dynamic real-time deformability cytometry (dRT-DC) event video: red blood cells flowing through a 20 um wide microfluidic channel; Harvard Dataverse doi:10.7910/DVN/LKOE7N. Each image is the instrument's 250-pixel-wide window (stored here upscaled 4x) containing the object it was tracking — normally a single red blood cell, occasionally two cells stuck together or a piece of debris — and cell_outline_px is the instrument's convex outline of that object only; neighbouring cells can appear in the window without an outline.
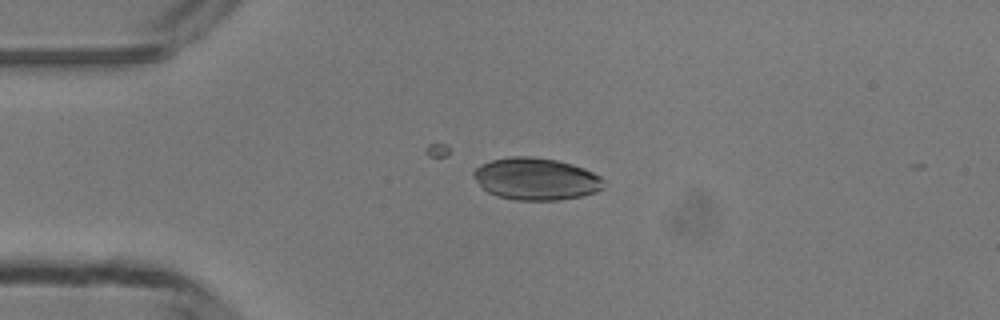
{"species": "common noctule bat (a hibernating species)", "species_latin": "Nyctalus noctula", "temperature_condition": "room temperature", "stored_images_in_passage": 28, "camera_frame_rate_fps": 3000, "um_per_image_px": 0.085, "animal": {"sex": "male", "body_mass_g": 13.3}, "frame": {"image": 1, "passage_image": 1, "time_ms": 0.0, "image_size_px": [1000, 320], "cell_outline_px": [[604, 188], [596, 192], [580, 196], [556, 200], [516, 200], [496, 196], [488, 192], [472, 176], [472, 172], [480, 164], [492, 160], [508, 156], [532, 156], [556, 160], [572, 164], [584, 168], [600, 176], [604, 180]], "centroid_in_image_um": [45.56, 15.2], "position_along_channel_um": 39.4, "area_um2": 32.02}}
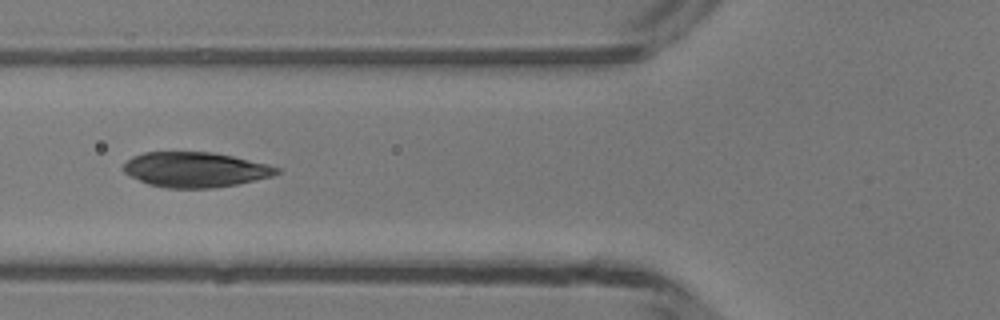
{"frame": {"image": 2, "passage_image": 8, "time_ms": 2.333, "image_size_px": [1000, 320], "cell_outline_px": [[280, 172], [272, 176], [236, 184], [212, 188], [168, 188], [148, 184], [124, 172], [124, 164], [132, 156], [144, 152], [212, 152], [232, 156], [268, 164], [280, 168]], "centroid_in_image_um": [16.61, 14.41], "position_along_channel_um": 109.2, "area_um2": 31.1}}